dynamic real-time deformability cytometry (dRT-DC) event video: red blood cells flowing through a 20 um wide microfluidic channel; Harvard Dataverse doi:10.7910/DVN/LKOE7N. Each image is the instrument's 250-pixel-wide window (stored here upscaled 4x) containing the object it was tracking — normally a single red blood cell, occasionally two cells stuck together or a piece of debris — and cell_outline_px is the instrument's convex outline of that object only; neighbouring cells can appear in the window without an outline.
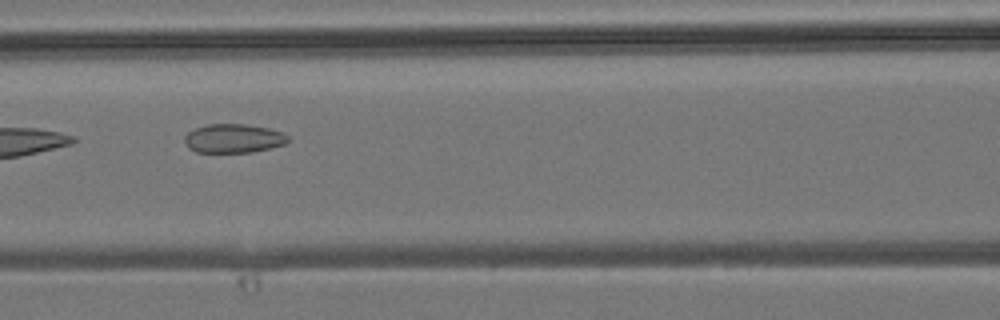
{"species": "common noctule bat (a hibernating species)", "species_latin": "Nyctalus noctula", "temperature_condition": "room temperature", "stored_images_in_passage": 6, "camera_frame_rate_fps": 3000, "um_per_image_px": 0.085, "animal": {"sex": "male", "body_mass_g": 19.2, "forearm_length_mm": 51.8}, "frame": {"image": 1, "passage_image": 6, "time_ms": 5.667, "image_size_px": [1000, 320], "cell_outline_px": [[288, 140], [284, 144], [252, 152], [196, 152], [188, 148], [184, 140], [184, 136], [188, 132], [196, 128], [208, 124], [244, 124], [268, 128], [280, 132], [288, 136]], "centroid_in_image_um": [19.8, 11.76], "position_along_channel_um": 146.8, "area_um2": 17.22}}